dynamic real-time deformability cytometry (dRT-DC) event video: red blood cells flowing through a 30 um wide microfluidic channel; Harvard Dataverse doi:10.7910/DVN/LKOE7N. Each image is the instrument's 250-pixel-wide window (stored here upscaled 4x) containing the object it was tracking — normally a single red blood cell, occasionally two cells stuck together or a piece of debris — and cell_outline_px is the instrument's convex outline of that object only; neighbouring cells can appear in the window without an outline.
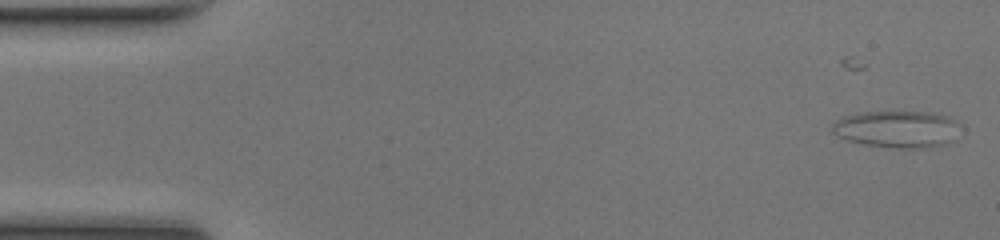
{"species": "common noctule bat (a hibernating species)", "species_latin": "Nyctalus noctula", "temperature_condition": "room temperature", "stored_images_in_passage": 49, "segment_of_instrument_passage": [1, 2], "camera_frame_rate_fps": 3000, "um_per_image_px": 0.085, "animal": {"sex": "female", "body_mass_g": 17.0, "forearm_length_mm": 48.0}, "frame": {"image": 1, "passage_image": 1, "time_ms": 0.0, "image_size_px": [1000, 240], "cell_outline_px": [[964, 128], [956, 140], [948, 144], [924, 148], [896, 148], [864, 144], [848, 140], [832, 132], [832, 124], [836, 120], [844, 116], [860, 112], [932, 112], [952, 116]], "centroid_in_image_um": [76.39, 10.97], "position_along_channel_um": 8.6, "area_um2": 28.26}}
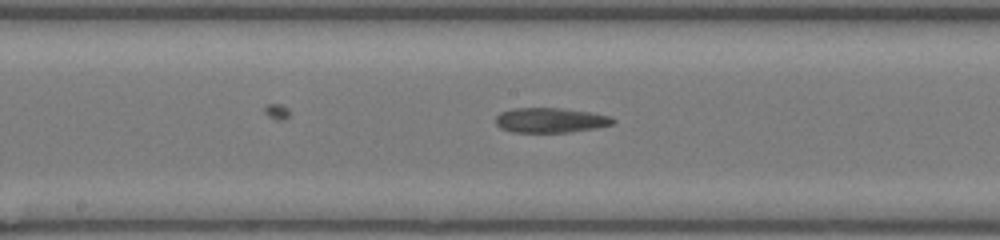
{"frame": {"image": 2, "passage_image": 25, "time_ms": 8.0, "image_size_px": [1000, 240], "cell_outline_px": [[616, 120], [612, 124], [596, 128], [568, 132], [512, 132], [500, 128], [496, 124], [496, 116], [500, 112], [516, 108], [560, 108], [592, 112], [612, 116]], "centroid_in_image_um": [46.8, 10.21], "position_along_channel_um": 201.4, "area_um2": 17.05}}
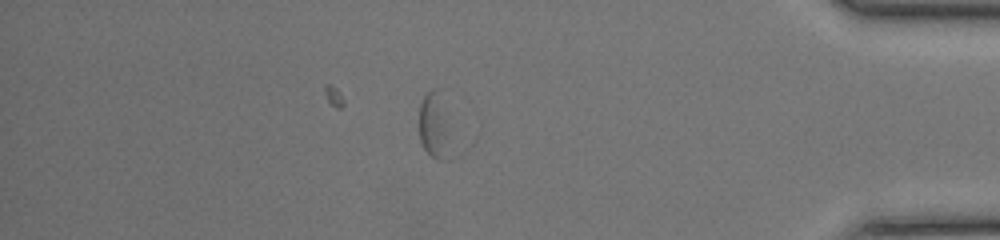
{"frame": {"image": 3, "passage_image": 42, "time_ms": 13.667, "image_size_px": [1000, 240], "cell_outline_px": [[448, 160], [436, 160], [424, 148], [420, 140], [420, 104], [424, 96], [432, 88], [436, 88], [448, 132]], "centroid_in_image_um": [36.86, 10.76], "position_along_channel_um": 398.3, "area_um2": 11.1}}